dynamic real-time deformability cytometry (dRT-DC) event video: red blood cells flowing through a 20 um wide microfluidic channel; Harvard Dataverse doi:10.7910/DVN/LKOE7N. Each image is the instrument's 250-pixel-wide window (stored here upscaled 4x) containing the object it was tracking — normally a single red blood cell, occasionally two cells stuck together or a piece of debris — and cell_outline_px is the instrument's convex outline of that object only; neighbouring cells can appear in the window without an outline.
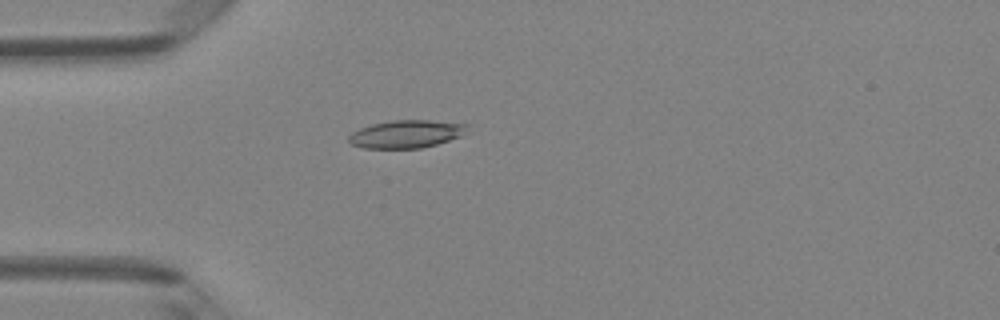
{"species": "Egyptian fruit bat (a non-hibernating species)", "species_latin": "Rousettus aegyptiacus", "temperature_condition": "room temperature", "stored_images_in_passage": 4, "camera_frame_rate_fps": 3000, "um_per_image_px": 0.085, "animal": {"sex": "female"}, "frame": {"image": 1, "passage_image": 4, "time_ms": 1.0, "image_size_px": [1000, 320], "cell_outline_px": [[468, 124], [460, 136], [436, 144], [420, 148], [364, 148], [352, 144], [348, 140], [348, 136], [352, 132], [360, 128], [372, 124], [392, 120], [428, 120]], "centroid_in_image_um": [34.47, 11.39], "position_along_channel_um": 50.5, "area_um2": 18.9}}